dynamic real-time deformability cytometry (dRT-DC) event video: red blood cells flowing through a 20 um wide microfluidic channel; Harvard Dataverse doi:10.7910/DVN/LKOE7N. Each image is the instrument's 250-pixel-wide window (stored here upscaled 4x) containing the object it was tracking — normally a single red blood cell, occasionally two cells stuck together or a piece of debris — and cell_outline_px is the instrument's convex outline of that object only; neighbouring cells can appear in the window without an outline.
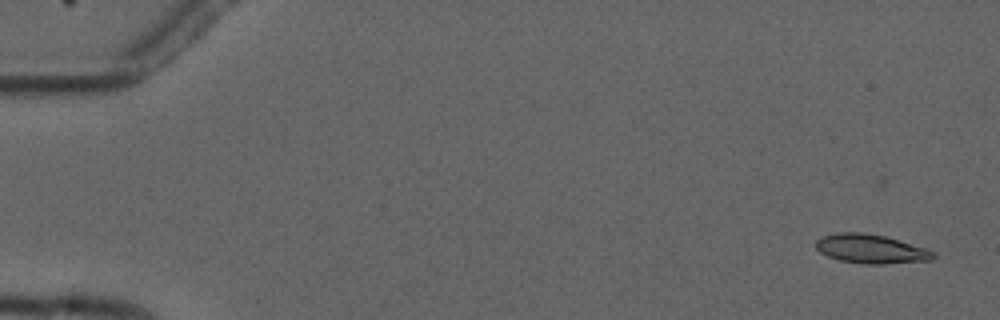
{"species": "common noctule bat (a hibernating species)", "species_latin": "Nyctalus noctula", "temperature_condition": "cold", "stored_images_in_passage": 5, "camera_frame_rate_fps": 3000, "um_per_image_px": 0.085, "animal": {"sex": "male", "forearm_length_mm": 52.5}, "frame": {"image": 1, "passage_image": 1, "time_ms": 0.0, "image_size_px": [1000, 320], "cell_outline_px": [[936, 256], [932, 260], [884, 264], [864, 264], [840, 260], [828, 256], [820, 252], [816, 248], [816, 240], [820, 236], [836, 232], [860, 232], [884, 236], [928, 248], [936, 252]], "centroid_in_image_um": [74.04, 21.15], "position_along_channel_um": 11.0, "area_um2": 20.06}}